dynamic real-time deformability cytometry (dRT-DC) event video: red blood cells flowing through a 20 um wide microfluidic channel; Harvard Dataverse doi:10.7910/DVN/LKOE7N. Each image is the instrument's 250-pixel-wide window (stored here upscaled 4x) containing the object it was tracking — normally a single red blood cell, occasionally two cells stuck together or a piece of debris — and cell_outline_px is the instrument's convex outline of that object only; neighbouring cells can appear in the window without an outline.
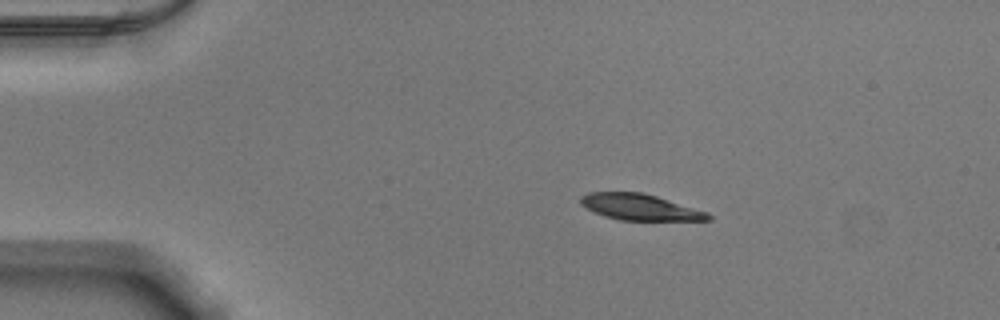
{"species": "Egyptian fruit bat (a non-hibernating species)", "species_latin": "Rousettus aegyptiacus", "temperature_condition": "warm", "stored_images_in_passage": 44, "camera_frame_rate_fps": 3000, "um_per_image_px": 0.085, "animal": {"sex": "male"}, "frame": {"image": 1, "passage_image": 1, "time_ms": 0.0, "image_size_px": [1000, 320], "cell_outline_px": [[712, 220], [620, 220], [604, 216], [580, 204], [580, 196], [588, 192], [644, 192], [708, 212], [712, 216]], "centroid_in_image_um": [54.4, 17.6], "position_along_channel_um": 30.6, "area_um2": 19.36}}
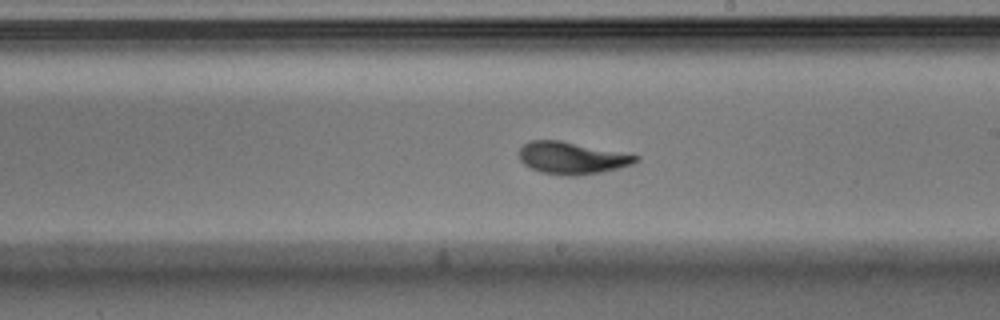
{"frame": {"image": 2, "passage_image": 22, "time_ms": 7.0, "image_size_px": [1000, 320], "cell_outline_px": [[640, 160], [632, 164], [620, 168], [600, 172], [576, 176], [564, 176], [540, 172], [524, 164], [520, 160], [520, 148], [524, 144], [532, 140], [560, 140], [640, 156]], "centroid_in_image_um": [48.62, 13.44], "position_along_channel_um": 240.4, "area_um2": 21.73}}
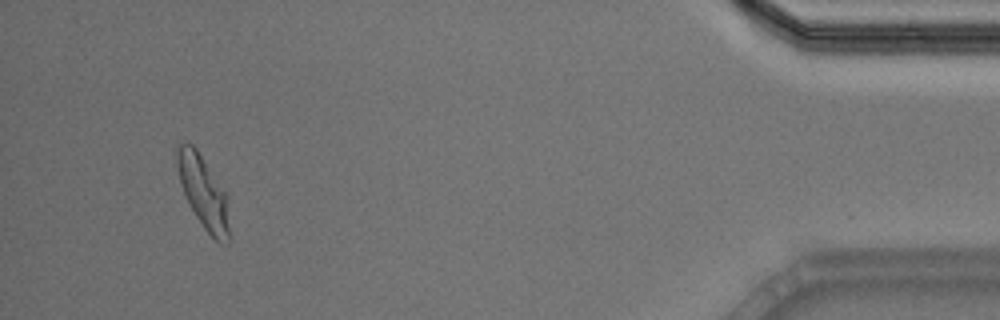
{"frame": {"image": 3, "passage_image": 41, "time_ms": 13.333, "image_size_px": [1000, 320], "cell_outline_px": [[232, 240], [228, 244], [220, 244], [204, 228], [196, 216], [184, 196], [180, 184], [176, 164], [176, 148], [180, 140], [192, 144], [196, 148], [228, 196]], "centroid_in_image_um": [17.32, 16.38], "position_along_channel_um": 417.9, "area_um2": 22.83}, "authors_computed_cell_mechanics": {"area_um2": 21.5594, "velocity_mm_per_s": 3.847, "shape_relaxation_time_tau1_ms": 2.9007, "shape_relaxation_time_tau2_ms": 1.1947, "deformation_change_tau1": 0.1682, "deformation_change_tau2": 0.0755}}